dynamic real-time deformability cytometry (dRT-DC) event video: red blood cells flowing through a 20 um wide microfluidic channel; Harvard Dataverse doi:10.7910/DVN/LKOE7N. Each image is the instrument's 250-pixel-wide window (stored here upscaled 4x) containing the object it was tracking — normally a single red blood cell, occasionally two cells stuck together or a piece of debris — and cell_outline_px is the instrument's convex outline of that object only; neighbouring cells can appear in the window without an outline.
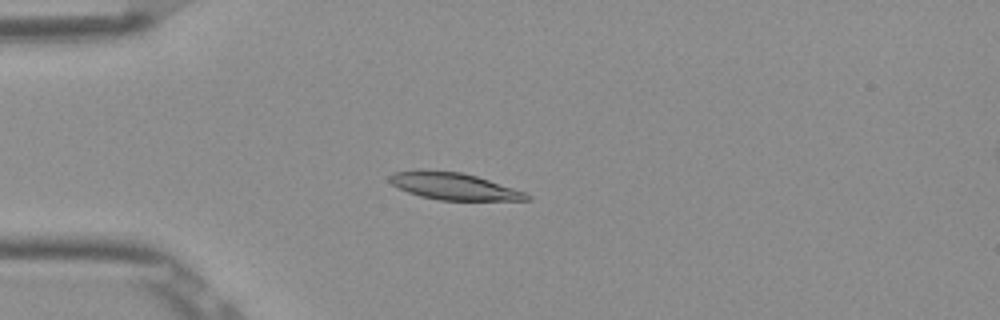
{"species": "Egyptian fruit bat (a non-hibernating species)", "species_latin": "Rousettus aegyptiacus", "temperature_condition": "room temperature", "stored_images_in_passage": 52, "camera_frame_rate_fps": 3000, "um_per_image_px": 0.085, "frame": {"image": 1, "passage_image": 14, "time_ms": 4.333, "image_size_px": [1000, 320], "cell_outline_px": [[532, 200], [440, 200], [420, 196], [408, 192], [392, 184], [388, 180], [388, 176], [392, 172], [412, 168], [420, 168], [460, 172], [476, 176], [524, 192], [532, 196]], "centroid_in_image_um": [38.48, 15.8], "position_along_channel_um": 46.5, "area_um2": 21.79}}
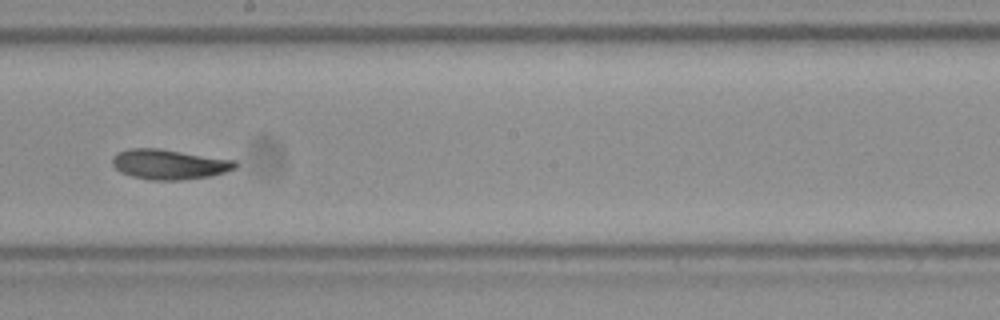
{"frame": {"image": 2, "passage_image": 30, "time_ms": 9.667, "image_size_px": [1000, 320], "cell_outline_px": [[236, 168], [224, 172], [208, 176], [180, 180], [152, 180], [132, 176], [120, 172], [112, 164], [112, 156], [116, 152], [128, 148], [160, 148], [236, 160]], "centroid_in_image_um": [14.34, 13.95], "position_along_channel_um": 233.9, "area_um2": 21.56}}
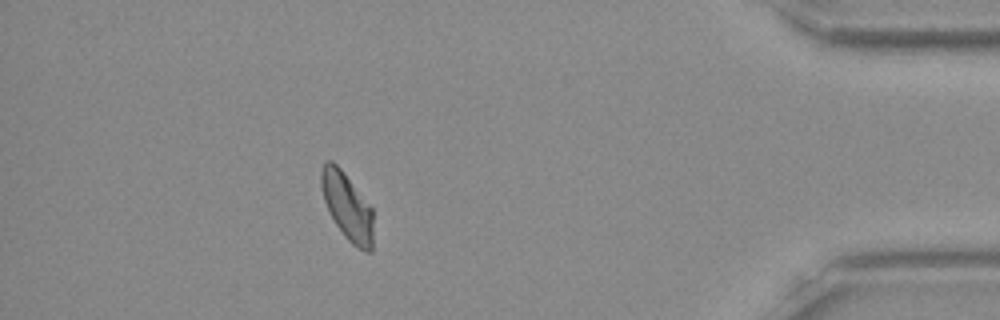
{"frame": {"image": 3, "passage_image": 47, "time_ms": 15.333, "image_size_px": [1000, 320], "cell_outline_px": [[372, 252], [364, 252], [356, 248], [344, 236], [328, 212], [324, 200], [320, 184], [320, 168], [328, 160], [332, 160], [340, 168], [372, 208]], "centroid_in_image_um": [29.49, 17.56], "position_along_channel_um": 405.7, "area_um2": 20.35}, "authors_computed_cell_mechanics": {"area_um2": 21.2126, "velocity_mm_per_s": 3.8692, "shape_relaxation_time_tau1_ms": 8.0497, "shape_relaxation_time_tau2_ms": 5.1471, "deformation_change_tau1": 0.2038, "deformation_change_tau2": 0.1037}}